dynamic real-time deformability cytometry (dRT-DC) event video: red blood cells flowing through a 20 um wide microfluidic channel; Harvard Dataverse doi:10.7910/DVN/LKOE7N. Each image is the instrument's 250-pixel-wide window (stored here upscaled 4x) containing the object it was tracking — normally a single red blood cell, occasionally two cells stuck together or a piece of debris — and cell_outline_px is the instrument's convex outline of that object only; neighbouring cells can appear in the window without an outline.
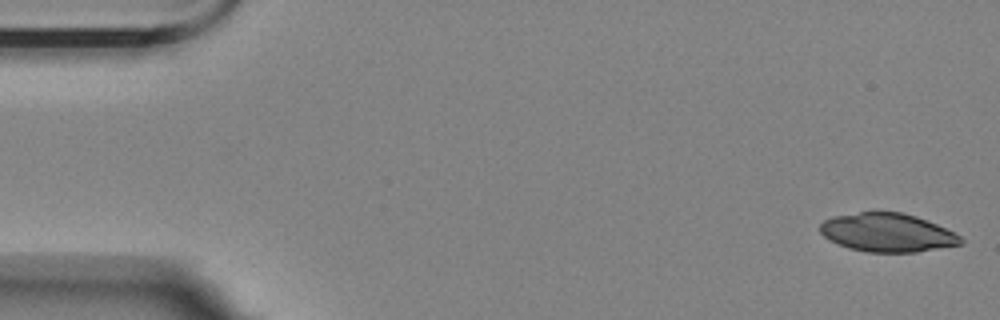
{"species": "Egyptian fruit bat (a non-hibernating species)", "species_latin": "Rousettus aegyptiacus", "temperature_condition": "room temperature", "stored_images_in_passage": 55, "camera_frame_rate_fps": 3000, "um_per_image_px": 0.085, "animal": {"sex": "female"}, "frame": {"image": 1, "passage_image": 1, "time_ms": 0.0, "image_size_px": [1000, 320], "cell_outline_px": [[964, 244], [916, 252], [868, 252], [848, 248], [824, 236], [820, 232], [820, 224], [824, 220], [832, 216], [860, 212], [900, 212], [916, 216], [936, 224], [960, 236], [964, 240]], "centroid_in_image_um": [75.43, 19.77], "position_along_channel_um": 9.6, "area_um2": 31.39}}